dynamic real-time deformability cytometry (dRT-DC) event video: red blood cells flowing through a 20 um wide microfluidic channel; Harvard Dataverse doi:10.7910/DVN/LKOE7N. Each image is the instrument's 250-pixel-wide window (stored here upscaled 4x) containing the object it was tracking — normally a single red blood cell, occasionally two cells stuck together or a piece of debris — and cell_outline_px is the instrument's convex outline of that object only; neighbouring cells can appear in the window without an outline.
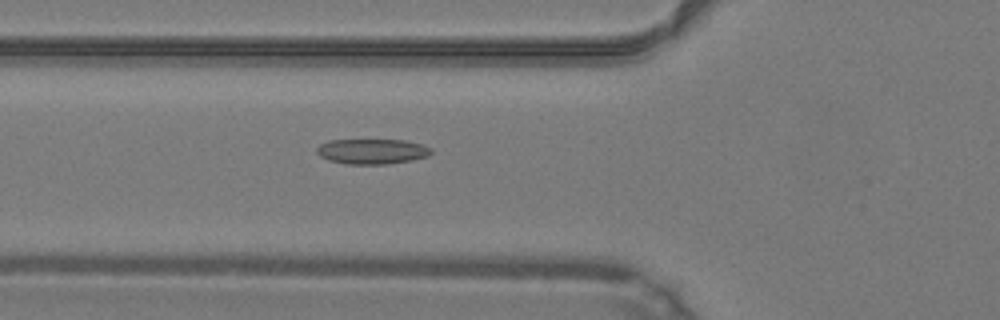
{"species": "common noctule bat (a hibernating species)", "species_latin": "Nyctalus noctula", "temperature_condition": "warm", "stored_images_in_passage": 34, "camera_frame_rate_fps": 3000, "um_per_image_px": 0.085, "animal": {"sex": "male", "body_mass_g": 19.2, "forearm_length_mm": 51.8}, "frame": {"image": 1, "passage_image": 3, "time_ms": 0.667, "image_size_px": [1000, 320], "cell_outline_px": [[432, 152], [428, 156], [412, 160], [388, 164], [344, 164], [328, 160], [320, 156], [316, 152], [316, 148], [320, 144], [328, 140], [404, 140], [420, 144], [432, 148]], "centroid_in_image_um": [31.6, 12.87], "position_along_channel_um": 94.2, "area_um2": 16.88}}
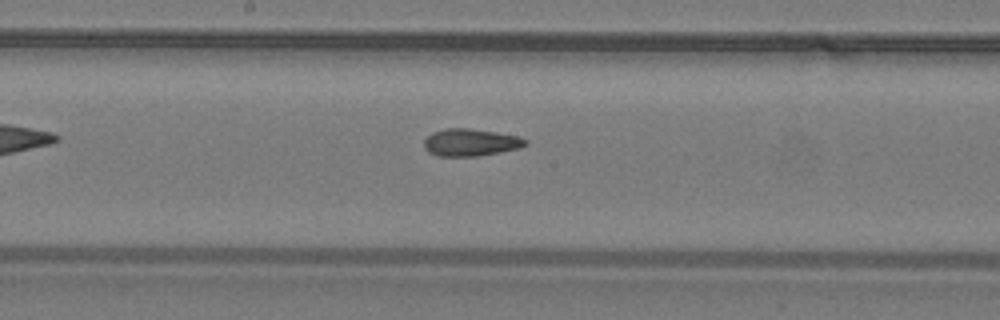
{"frame": {"image": 2, "passage_image": 11, "time_ms": 3.333, "image_size_px": [1000, 320], "cell_outline_px": [[528, 144], [520, 148], [500, 152], [476, 156], [436, 156], [428, 152], [424, 148], [424, 140], [432, 132], [444, 128], [468, 128], [496, 132], [516, 136], [528, 140]], "centroid_in_image_um": [39.98, 12.1], "position_along_channel_um": 208.2, "area_um2": 16.18}}
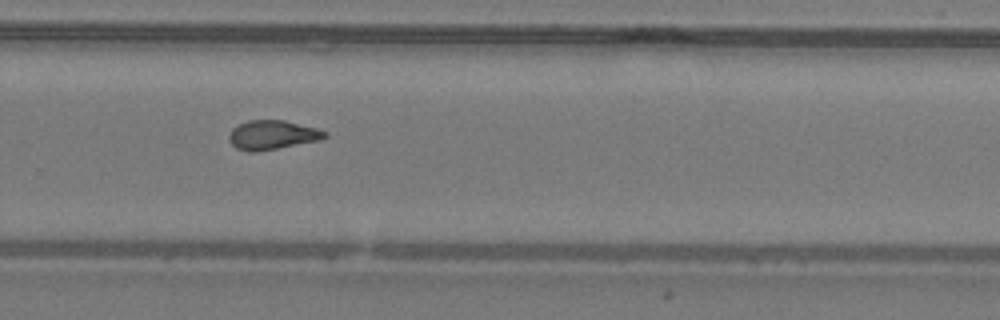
{"frame": {"image": 3, "passage_image": 18, "time_ms": 5.667, "image_size_px": [1000, 320], "cell_outline_px": [[328, 136], [320, 140], [256, 152], [248, 152], [236, 148], [228, 140], [228, 136], [232, 128], [248, 120], [284, 120], [316, 128], [328, 132]], "centroid_in_image_um": [23.14, 11.47], "position_along_channel_um": 306.7, "area_um2": 16.3}, "authors_computed_cell_mechanics": {"area_um2": 16.2129, "velocity_mm_per_s": 4.2545, "shape_relaxation_time_tau1_ms": null, "shape_relaxation_time_tau2_ms": 2.5849, "deformation_change_tau1": null, "deformation_change_tau2": 0.1069}}